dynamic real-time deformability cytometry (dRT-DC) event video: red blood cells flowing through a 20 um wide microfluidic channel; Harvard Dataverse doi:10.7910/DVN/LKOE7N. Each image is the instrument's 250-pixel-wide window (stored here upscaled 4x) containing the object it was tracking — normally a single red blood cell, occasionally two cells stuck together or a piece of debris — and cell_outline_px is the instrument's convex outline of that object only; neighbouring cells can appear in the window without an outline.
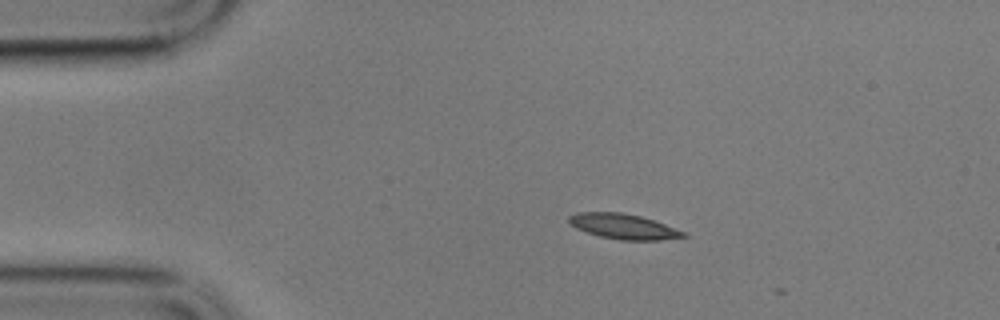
{"species": "common noctule bat (a hibernating species)", "species_latin": "Nyctalus noctula", "temperature_condition": "cold", "stored_images_in_passage": 2, "camera_frame_rate_fps": 3000, "um_per_image_px": 0.085, "animal": {"sex": "male", "body_mass_g": 17.9}, "frame": {"image": 1, "passage_image": 1, "time_ms": 0.0, "image_size_px": [1000, 320], "cell_outline_px": [[688, 236], [660, 240], [620, 240], [600, 236], [576, 228], [568, 220], [568, 216], [580, 212], [620, 212], [640, 216], [664, 224], [684, 232]], "centroid_in_image_um": [52.98, 19.25], "position_along_channel_um": 32.0, "area_um2": 16.47}}